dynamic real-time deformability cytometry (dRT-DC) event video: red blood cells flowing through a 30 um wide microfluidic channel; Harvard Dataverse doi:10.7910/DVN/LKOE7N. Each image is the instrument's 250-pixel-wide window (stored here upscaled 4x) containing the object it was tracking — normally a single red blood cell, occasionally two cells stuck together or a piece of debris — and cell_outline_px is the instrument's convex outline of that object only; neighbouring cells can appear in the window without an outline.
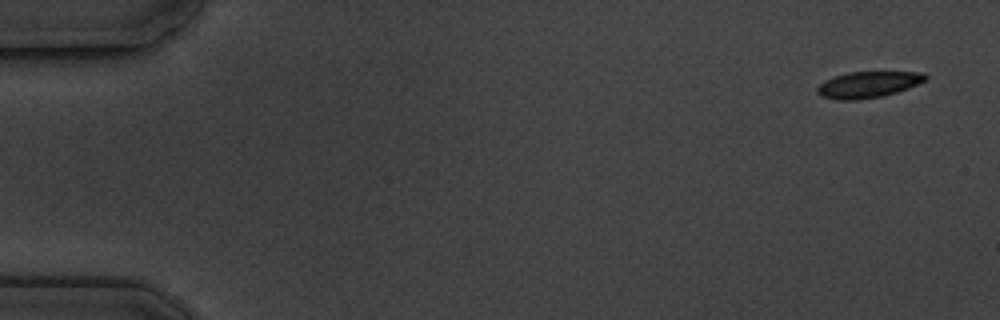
{"species": "common noctule bat (a hibernating species)", "species_latin": "Nyctalus noctula", "temperature_condition": "cold", "stored_images_in_passage": 5, "camera_frame_rate_fps": 3000, "um_per_image_px": 0.085, "animal": {"sex": "male", "body_mass_g": 19.5, "forearm_length_mm": 54.6}, "frame": {"image": 1, "passage_image": 1, "time_ms": 0.0, "image_size_px": [1000, 320], "cell_outline_px": [[928, 76], [924, 80], [908, 88], [896, 92], [880, 96], [856, 100], [840, 100], [820, 96], [816, 92], [816, 88], [824, 80], [848, 72], [924, 72]], "centroid_in_image_um": [73.75, 7.19], "position_along_channel_um": 11.3, "area_um2": 16.36}}
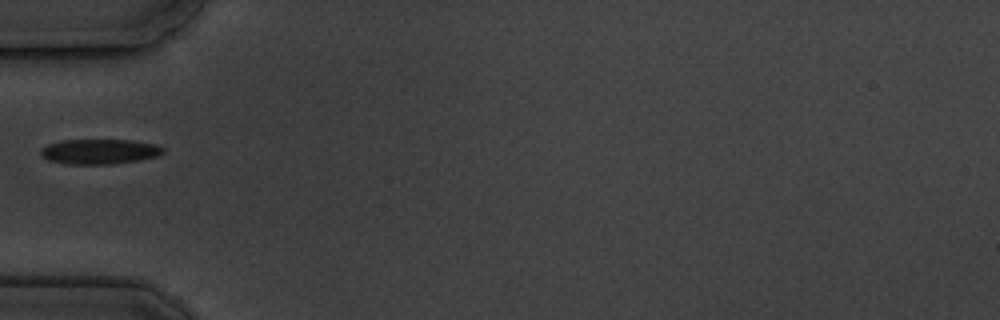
{"frame": {"image": 2, "passage_image": 5, "time_ms": 5.667, "image_size_px": [1000, 320], "cell_outline_px": [[164, 152], [156, 156], [140, 160], [112, 164], [68, 164], [48, 160], [40, 156], [40, 148], [48, 144], [60, 140], [132, 140], [156, 144], [164, 148]], "centroid_in_image_um": [8.43, 12.88], "position_along_channel_um": 76.6, "area_um2": 17.98}}